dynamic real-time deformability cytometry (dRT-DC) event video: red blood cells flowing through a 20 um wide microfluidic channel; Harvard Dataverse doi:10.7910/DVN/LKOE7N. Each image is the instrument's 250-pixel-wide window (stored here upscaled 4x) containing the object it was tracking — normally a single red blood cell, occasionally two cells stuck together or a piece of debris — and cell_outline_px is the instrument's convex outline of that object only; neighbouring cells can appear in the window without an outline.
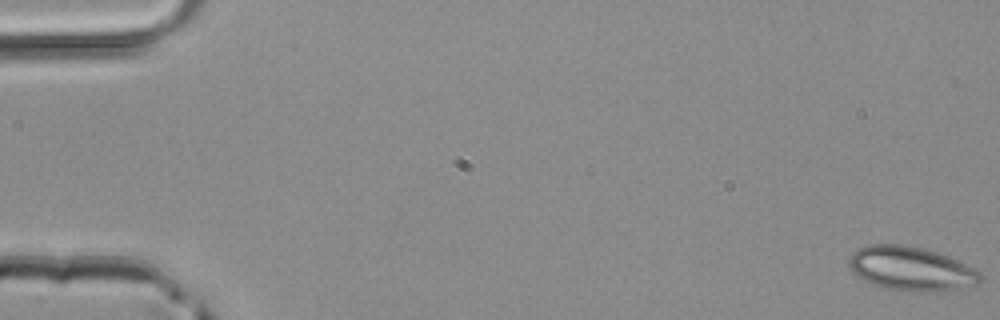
{"species": "common noctule bat (a hibernating species)", "species_latin": "Nyctalus noctula", "temperature_condition": "room temperature", "stored_images_in_passage": 4, "camera_frame_rate_fps": 3000, "um_per_image_px": 0.085, "animal": {"sex": "male", "body_mass_g": 20.4}, "frame": {"image": 1, "passage_image": 1, "time_ms": 0.0, "image_size_px": [1000, 320], "cell_outline_px": [[980, 280], [976, 284], [936, 292], [912, 292], [884, 288], [852, 272], [848, 264], [848, 260], [852, 252], [868, 244], [904, 244], [924, 248], [948, 256], [976, 268], [980, 272]], "centroid_in_image_um": [77.44, 22.82], "position_along_channel_um": 7.6, "area_um2": 33.58}}